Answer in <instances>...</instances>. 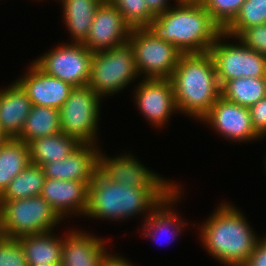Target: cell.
Returning <instances> with one entry per match:
<instances>
[{
    "label": "cell",
    "instance_id": "obj_36",
    "mask_svg": "<svg viewBox=\"0 0 266 266\" xmlns=\"http://www.w3.org/2000/svg\"><path fill=\"white\" fill-rule=\"evenodd\" d=\"M102 266H133L129 264L124 258H120L114 255H107L104 259Z\"/></svg>",
    "mask_w": 266,
    "mask_h": 266
},
{
    "label": "cell",
    "instance_id": "obj_24",
    "mask_svg": "<svg viewBox=\"0 0 266 266\" xmlns=\"http://www.w3.org/2000/svg\"><path fill=\"white\" fill-rule=\"evenodd\" d=\"M61 132L59 110L52 107L33 105L18 140L28 144L34 139Z\"/></svg>",
    "mask_w": 266,
    "mask_h": 266
},
{
    "label": "cell",
    "instance_id": "obj_26",
    "mask_svg": "<svg viewBox=\"0 0 266 266\" xmlns=\"http://www.w3.org/2000/svg\"><path fill=\"white\" fill-rule=\"evenodd\" d=\"M179 193L180 191L178 190L177 186L151 213L148 214L149 216H147L145 220L146 224H143V230L146 237H152L155 240L157 237H159L157 234L160 235L165 233L168 235L171 229L176 230L171 231L174 233L173 236H178V234L181 232L180 230H182L181 224L183 222L178 218L176 213L174 214L171 209H168L169 205L174 203L175 200L180 197ZM172 240L174 241L175 239L172 238Z\"/></svg>",
    "mask_w": 266,
    "mask_h": 266
},
{
    "label": "cell",
    "instance_id": "obj_25",
    "mask_svg": "<svg viewBox=\"0 0 266 266\" xmlns=\"http://www.w3.org/2000/svg\"><path fill=\"white\" fill-rule=\"evenodd\" d=\"M221 96L244 107H251L266 97V77H242L225 82Z\"/></svg>",
    "mask_w": 266,
    "mask_h": 266
},
{
    "label": "cell",
    "instance_id": "obj_18",
    "mask_svg": "<svg viewBox=\"0 0 266 266\" xmlns=\"http://www.w3.org/2000/svg\"><path fill=\"white\" fill-rule=\"evenodd\" d=\"M67 235L62 240L60 266H102L108 255L102 239L79 231Z\"/></svg>",
    "mask_w": 266,
    "mask_h": 266
},
{
    "label": "cell",
    "instance_id": "obj_12",
    "mask_svg": "<svg viewBox=\"0 0 266 266\" xmlns=\"http://www.w3.org/2000/svg\"><path fill=\"white\" fill-rule=\"evenodd\" d=\"M143 166L130 154L106 159L101 152L99 153L98 171L111 182L134 188L176 187Z\"/></svg>",
    "mask_w": 266,
    "mask_h": 266
},
{
    "label": "cell",
    "instance_id": "obj_31",
    "mask_svg": "<svg viewBox=\"0 0 266 266\" xmlns=\"http://www.w3.org/2000/svg\"><path fill=\"white\" fill-rule=\"evenodd\" d=\"M0 266H28L18 238L0 235Z\"/></svg>",
    "mask_w": 266,
    "mask_h": 266
},
{
    "label": "cell",
    "instance_id": "obj_34",
    "mask_svg": "<svg viewBox=\"0 0 266 266\" xmlns=\"http://www.w3.org/2000/svg\"><path fill=\"white\" fill-rule=\"evenodd\" d=\"M244 266H266V237L257 242Z\"/></svg>",
    "mask_w": 266,
    "mask_h": 266
},
{
    "label": "cell",
    "instance_id": "obj_1",
    "mask_svg": "<svg viewBox=\"0 0 266 266\" xmlns=\"http://www.w3.org/2000/svg\"><path fill=\"white\" fill-rule=\"evenodd\" d=\"M176 5L156 15L146 28L183 54L209 52L223 32L221 27L200 2H178Z\"/></svg>",
    "mask_w": 266,
    "mask_h": 266
},
{
    "label": "cell",
    "instance_id": "obj_21",
    "mask_svg": "<svg viewBox=\"0 0 266 266\" xmlns=\"http://www.w3.org/2000/svg\"><path fill=\"white\" fill-rule=\"evenodd\" d=\"M80 145L81 143L76 138L63 132L34 139L28 143L30 163L42 166L62 160Z\"/></svg>",
    "mask_w": 266,
    "mask_h": 266
},
{
    "label": "cell",
    "instance_id": "obj_7",
    "mask_svg": "<svg viewBox=\"0 0 266 266\" xmlns=\"http://www.w3.org/2000/svg\"><path fill=\"white\" fill-rule=\"evenodd\" d=\"M129 41L133 46L138 74L146 79H170L183 54L173 44L156 38L147 28L131 30Z\"/></svg>",
    "mask_w": 266,
    "mask_h": 266
},
{
    "label": "cell",
    "instance_id": "obj_28",
    "mask_svg": "<svg viewBox=\"0 0 266 266\" xmlns=\"http://www.w3.org/2000/svg\"><path fill=\"white\" fill-rule=\"evenodd\" d=\"M266 24V0H245L234 20L223 30L237 38L245 29Z\"/></svg>",
    "mask_w": 266,
    "mask_h": 266
},
{
    "label": "cell",
    "instance_id": "obj_8",
    "mask_svg": "<svg viewBox=\"0 0 266 266\" xmlns=\"http://www.w3.org/2000/svg\"><path fill=\"white\" fill-rule=\"evenodd\" d=\"M100 97L88 85L74 87L59 109L61 132L81 144H95Z\"/></svg>",
    "mask_w": 266,
    "mask_h": 266
},
{
    "label": "cell",
    "instance_id": "obj_20",
    "mask_svg": "<svg viewBox=\"0 0 266 266\" xmlns=\"http://www.w3.org/2000/svg\"><path fill=\"white\" fill-rule=\"evenodd\" d=\"M18 240L25 252L28 266L61 265L62 239L52 236L50 231L23 235Z\"/></svg>",
    "mask_w": 266,
    "mask_h": 266
},
{
    "label": "cell",
    "instance_id": "obj_13",
    "mask_svg": "<svg viewBox=\"0 0 266 266\" xmlns=\"http://www.w3.org/2000/svg\"><path fill=\"white\" fill-rule=\"evenodd\" d=\"M234 141H250L260 136L254 130L248 107L228 101L220 96L209 113L202 119Z\"/></svg>",
    "mask_w": 266,
    "mask_h": 266
},
{
    "label": "cell",
    "instance_id": "obj_11",
    "mask_svg": "<svg viewBox=\"0 0 266 266\" xmlns=\"http://www.w3.org/2000/svg\"><path fill=\"white\" fill-rule=\"evenodd\" d=\"M131 30L112 2L103 0L83 45L92 52L111 49L128 41Z\"/></svg>",
    "mask_w": 266,
    "mask_h": 266
},
{
    "label": "cell",
    "instance_id": "obj_29",
    "mask_svg": "<svg viewBox=\"0 0 266 266\" xmlns=\"http://www.w3.org/2000/svg\"><path fill=\"white\" fill-rule=\"evenodd\" d=\"M124 17L131 29L146 28L155 15L145 0H110Z\"/></svg>",
    "mask_w": 266,
    "mask_h": 266
},
{
    "label": "cell",
    "instance_id": "obj_38",
    "mask_svg": "<svg viewBox=\"0 0 266 266\" xmlns=\"http://www.w3.org/2000/svg\"><path fill=\"white\" fill-rule=\"evenodd\" d=\"M177 2H200L201 0H176Z\"/></svg>",
    "mask_w": 266,
    "mask_h": 266
},
{
    "label": "cell",
    "instance_id": "obj_32",
    "mask_svg": "<svg viewBox=\"0 0 266 266\" xmlns=\"http://www.w3.org/2000/svg\"><path fill=\"white\" fill-rule=\"evenodd\" d=\"M237 38L245 46L266 57V24L249 27Z\"/></svg>",
    "mask_w": 266,
    "mask_h": 266
},
{
    "label": "cell",
    "instance_id": "obj_19",
    "mask_svg": "<svg viewBox=\"0 0 266 266\" xmlns=\"http://www.w3.org/2000/svg\"><path fill=\"white\" fill-rule=\"evenodd\" d=\"M32 106L27 92L17 81L0 91V128L9 138L20 135Z\"/></svg>",
    "mask_w": 266,
    "mask_h": 266
},
{
    "label": "cell",
    "instance_id": "obj_2",
    "mask_svg": "<svg viewBox=\"0 0 266 266\" xmlns=\"http://www.w3.org/2000/svg\"><path fill=\"white\" fill-rule=\"evenodd\" d=\"M177 110L203 119L221 96L213 58L209 52L182 54L170 78Z\"/></svg>",
    "mask_w": 266,
    "mask_h": 266
},
{
    "label": "cell",
    "instance_id": "obj_17",
    "mask_svg": "<svg viewBox=\"0 0 266 266\" xmlns=\"http://www.w3.org/2000/svg\"><path fill=\"white\" fill-rule=\"evenodd\" d=\"M89 182L45 178L41 196L62 219L66 213H85Z\"/></svg>",
    "mask_w": 266,
    "mask_h": 266
},
{
    "label": "cell",
    "instance_id": "obj_3",
    "mask_svg": "<svg viewBox=\"0 0 266 266\" xmlns=\"http://www.w3.org/2000/svg\"><path fill=\"white\" fill-rule=\"evenodd\" d=\"M175 188L119 185L97 171L88 187L84 214L93 218L118 220L139 212H152Z\"/></svg>",
    "mask_w": 266,
    "mask_h": 266
},
{
    "label": "cell",
    "instance_id": "obj_27",
    "mask_svg": "<svg viewBox=\"0 0 266 266\" xmlns=\"http://www.w3.org/2000/svg\"><path fill=\"white\" fill-rule=\"evenodd\" d=\"M45 175L39 165L30 163L8 184L0 195V200L25 199L41 195L43 191Z\"/></svg>",
    "mask_w": 266,
    "mask_h": 266
},
{
    "label": "cell",
    "instance_id": "obj_16",
    "mask_svg": "<svg viewBox=\"0 0 266 266\" xmlns=\"http://www.w3.org/2000/svg\"><path fill=\"white\" fill-rule=\"evenodd\" d=\"M25 77L17 82L27 92L33 105L60 109L74 88L70 83L46 74L34 62Z\"/></svg>",
    "mask_w": 266,
    "mask_h": 266
},
{
    "label": "cell",
    "instance_id": "obj_37",
    "mask_svg": "<svg viewBox=\"0 0 266 266\" xmlns=\"http://www.w3.org/2000/svg\"><path fill=\"white\" fill-rule=\"evenodd\" d=\"M8 136L0 128V147L8 140Z\"/></svg>",
    "mask_w": 266,
    "mask_h": 266
},
{
    "label": "cell",
    "instance_id": "obj_30",
    "mask_svg": "<svg viewBox=\"0 0 266 266\" xmlns=\"http://www.w3.org/2000/svg\"><path fill=\"white\" fill-rule=\"evenodd\" d=\"M245 0H201L212 19L224 30L237 16Z\"/></svg>",
    "mask_w": 266,
    "mask_h": 266
},
{
    "label": "cell",
    "instance_id": "obj_35",
    "mask_svg": "<svg viewBox=\"0 0 266 266\" xmlns=\"http://www.w3.org/2000/svg\"><path fill=\"white\" fill-rule=\"evenodd\" d=\"M168 0H145L149 10L156 16L169 9Z\"/></svg>",
    "mask_w": 266,
    "mask_h": 266
},
{
    "label": "cell",
    "instance_id": "obj_22",
    "mask_svg": "<svg viewBox=\"0 0 266 266\" xmlns=\"http://www.w3.org/2000/svg\"><path fill=\"white\" fill-rule=\"evenodd\" d=\"M63 15L74 43H84L94 19L95 12L103 0H61Z\"/></svg>",
    "mask_w": 266,
    "mask_h": 266
},
{
    "label": "cell",
    "instance_id": "obj_15",
    "mask_svg": "<svg viewBox=\"0 0 266 266\" xmlns=\"http://www.w3.org/2000/svg\"><path fill=\"white\" fill-rule=\"evenodd\" d=\"M95 144H81L62 160L42 165L45 178L91 182L98 171L100 150Z\"/></svg>",
    "mask_w": 266,
    "mask_h": 266
},
{
    "label": "cell",
    "instance_id": "obj_33",
    "mask_svg": "<svg viewBox=\"0 0 266 266\" xmlns=\"http://www.w3.org/2000/svg\"><path fill=\"white\" fill-rule=\"evenodd\" d=\"M251 123L260 136L266 135V97L249 107Z\"/></svg>",
    "mask_w": 266,
    "mask_h": 266
},
{
    "label": "cell",
    "instance_id": "obj_5",
    "mask_svg": "<svg viewBox=\"0 0 266 266\" xmlns=\"http://www.w3.org/2000/svg\"><path fill=\"white\" fill-rule=\"evenodd\" d=\"M62 220L41 196L25 199L0 200V235L19 238L44 233Z\"/></svg>",
    "mask_w": 266,
    "mask_h": 266
},
{
    "label": "cell",
    "instance_id": "obj_23",
    "mask_svg": "<svg viewBox=\"0 0 266 266\" xmlns=\"http://www.w3.org/2000/svg\"><path fill=\"white\" fill-rule=\"evenodd\" d=\"M30 164L29 147L17 138H8L0 147V195L8 184Z\"/></svg>",
    "mask_w": 266,
    "mask_h": 266
},
{
    "label": "cell",
    "instance_id": "obj_6",
    "mask_svg": "<svg viewBox=\"0 0 266 266\" xmlns=\"http://www.w3.org/2000/svg\"><path fill=\"white\" fill-rule=\"evenodd\" d=\"M136 76L135 56L129 40L111 49L93 52L88 86L100 98L118 93Z\"/></svg>",
    "mask_w": 266,
    "mask_h": 266
},
{
    "label": "cell",
    "instance_id": "obj_39",
    "mask_svg": "<svg viewBox=\"0 0 266 266\" xmlns=\"http://www.w3.org/2000/svg\"><path fill=\"white\" fill-rule=\"evenodd\" d=\"M30 266H55V265H49V264H40V265H30Z\"/></svg>",
    "mask_w": 266,
    "mask_h": 266
},
{
    "label": "cell",
    "instance_id": "obj_9",
    "mask_svg": "<svg viewBox=\"0 0 266 266\" xmlns=\"http://www.w3.org/2000/svg\"><path fill=\"white\" fill-rule=\"evenodd\" d=\"M228 35L222 32L210 47L220 87L227 81L242 77H266V57L240 44L220 43Z\"/></svg>",
    "mask_w": 266,
    "mask_h": 266
},
{
    "label": "cell",
    "instance_id": "obj_4",
    "mask_svg": "<svg viewBox=\"0 0 266 266\" xmlns=\"http://www.w3.org/2000/svg\"><path fill=\"white\" fill-rule=\"evenodd\" d=\"M236 209L231 204H221L201 229L205 249L227 266H244L260 240Z\"/></svg>",
    "mask_w": 266,
    "mask_h": 266
},
{
    "label": "cell",
    "instance_id": "obj_10",
    "mask_svg": "<svg viewBox=\"0 0 266 266\" xmlns=\"http://www.w3.org/2000/svg\"><path fill=\"white\" fill-rule=\"evenodd\" d=\"M93 52L83 43L62 44L46 53L34 63L46 74L56 77L73 87L89 84Z\"/></svg>",
    "mask_w": 266,
    "mask_h": 266
},
{
    "label": "cell",
    "instance_id": "obj_14",
    "mask_svg": "<svg viewBox=\"0 0 266 266\" xmlns=\"http://www.w3.org/2000/svg\"><path fill=\"white\" fill-rule=\"evenodd\" d=\"M135 92L141 113L155 126L164 125L171 113L177 111L171 79L142 80Z\"/></svg>",
    "mask_w": 266,
    "mask_h": 266
}]
</instances>
